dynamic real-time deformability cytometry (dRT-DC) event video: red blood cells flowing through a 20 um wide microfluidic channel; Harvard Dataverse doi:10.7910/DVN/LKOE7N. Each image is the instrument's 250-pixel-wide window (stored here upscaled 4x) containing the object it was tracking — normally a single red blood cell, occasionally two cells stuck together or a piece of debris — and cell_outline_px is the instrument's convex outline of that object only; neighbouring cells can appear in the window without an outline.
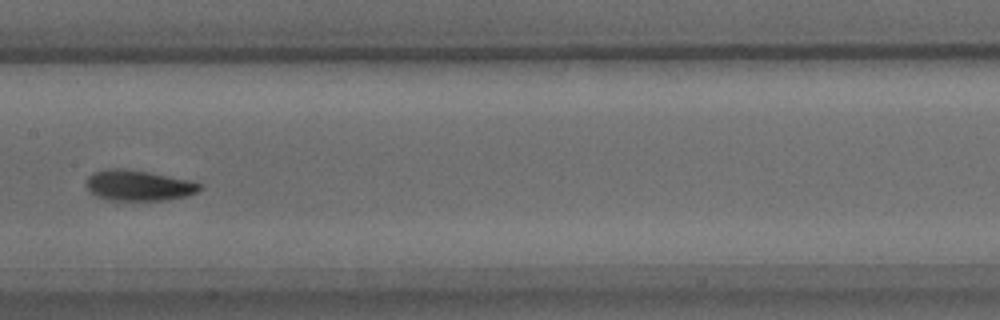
{"species": "common noctule bat (a hibernating species)", "species_latin": "Nyctalus noctula", "temperature_condition": "warm", "stored_images_in_passage": 26, "camera_frame_rate_fps": 3000, "um_per_image_px": 0.085, "animal": {"sex": "male", "body_mass_g": 15.6}, "frame": {"image": 1, "passage_image": 12, "time_ms": 3.667, "image_size_px": [1000, 320], "cell_outline_px": [[204, 188], [196, 192], [184, 196], [164, 200], [112, 200], [96, 196], [88, 188], [88, 176], [96, 172], [108, 168], [124, 168], [148, 172], [188, 180], [200, 184]], "centroid_in_image_um": [11.79, 15.76], "position_along_channel_um": 195.6, "area_um2": 19.83}}